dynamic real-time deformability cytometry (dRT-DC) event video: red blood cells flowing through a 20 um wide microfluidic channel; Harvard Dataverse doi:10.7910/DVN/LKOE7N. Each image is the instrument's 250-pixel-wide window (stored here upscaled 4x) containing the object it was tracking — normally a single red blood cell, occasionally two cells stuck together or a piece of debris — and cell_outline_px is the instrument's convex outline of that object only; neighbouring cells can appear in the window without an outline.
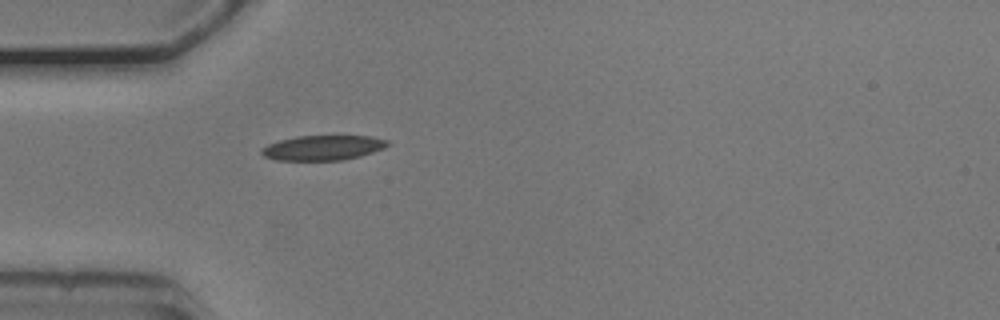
{"species": "common noctule bat (a hibernating species)", "species_latin": "Nyctalus noctula", "temperature_condition": "cold", "stored_images_in_passage": 39, "camera_frame_rate_fps": 3000, "um_per_image_px": 0.085, "animal": {"sex": "male", "body_mass_g": 20.5, "forearm_length_mm": 52.5}, "frame": {"image": 1, "passage_image": 1, "time_ms": 0.0, "image_size_px": [1000, 320], "cell_outline_px": [[392, 144], [384, 148], [360, 156], [344, 160], [276, 160], [264, 156], [260, 152], [260, 148], [268, 144], [280, 140], [296, 136], [368, 136], [388, 140]], "centroid_in_image_um": [27.45, 12.56], "position_along_channel_um": 57.6, "area_um2": 18.32}}
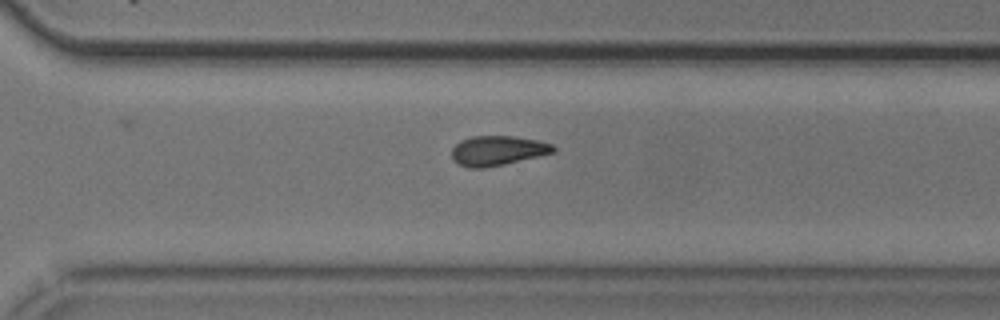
{"frame": {"image": 2, "passage_image": 23, "time_ms": 7.333, "image_size_px": [1000, 320], "cell_outline_px": [[556, 152], [504, 164], [484, 168], [468, 168], [452, 160], [452, 148], [460, 140], [472, 136], [512, 136], [536, 140], [552, 144], [556, 148]], "centroid_in_image_um": [42.28, 12.8], "position_along_channel_um": 328.3, "area_um2": 17.57}}
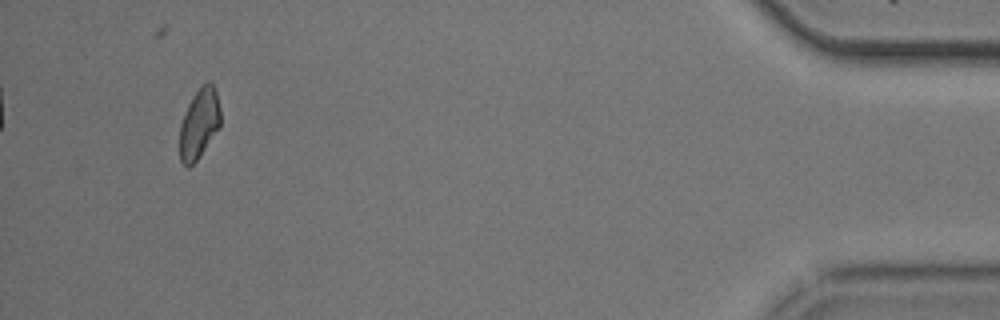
{"frame": {"image": 3, "passage_image": 36, "time_ms": 11.667, "image_size_px": [1000, 320], "cell_outline_px": [[220, 124], [196, 160], [188, 168], [180, 160], [180, 124], [188, 104], [192, 96], [208, 80], [212, 84], [216, 92], [220, 112]], "centroid_in_image_um": [16.9, 10.49], "position_along_channel_um": 418.3, "area_um2": 16.07}, "authors_computed_cell_mechanics": {"area_um2": 17.8602, "velocity_mm_per_s": 3.7461, "shape_relaxation_time_tau1_ms": 4.6493, "shape_relaxation_time_tau2_ms": 6.8539, "deformation_change_tau1": 0.1319, "deformation_change_tau2": 0.1307}}